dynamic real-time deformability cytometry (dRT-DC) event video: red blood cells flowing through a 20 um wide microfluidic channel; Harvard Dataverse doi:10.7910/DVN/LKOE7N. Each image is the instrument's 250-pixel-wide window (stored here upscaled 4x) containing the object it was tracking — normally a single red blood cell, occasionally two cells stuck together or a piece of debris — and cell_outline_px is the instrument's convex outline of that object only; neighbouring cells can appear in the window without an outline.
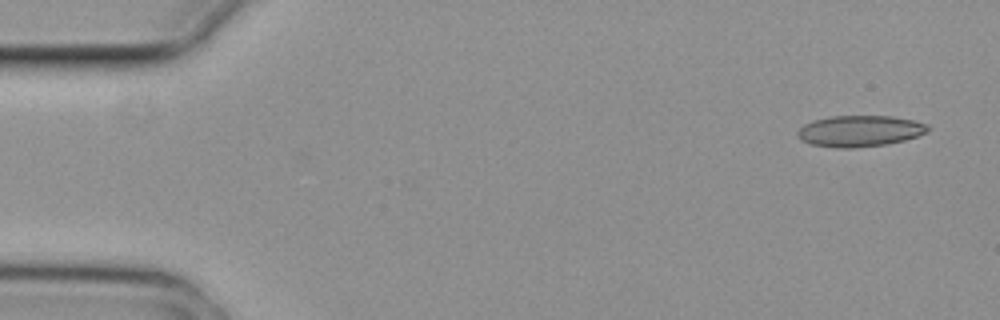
{"species": "common noctule bat (a hibernating species)", "species_latin": "Nyctalus noctula", "temperature_condition": "cold", "stored_images_in_passage": 5, "camera_frame_rate_fps": 3000, "um_per_image_px": 0.085, "animal": {"sex": "female", "body_mass_g": 29.2, "forearm_length_mm": 56.3}, "frame": {"image": 1, "passage_image": 1, "time_ms": 0.0, "image_size_px": [1000, 320], "cell_outline_px": [[928, 132], [904, 140], [884, 144], [852, 148], [840, 148], [812, 144], [800, 140], [796, 136], [796, 132], [804, 124], [812, 120], [832, 116], [892, 116], [912, 120], [928, 124]], "centroid_in_image_um": [73.04, 11.13], "position_along_channel_um": 12.0, "area_um2": 23.58}}
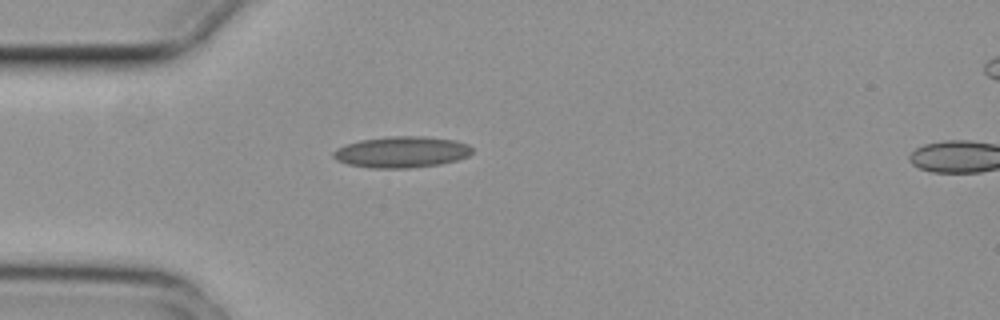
{"frame": {"image": 2, "passage_image": 4, "time_ms": 1.0, "image_size_px": [1000, 320], "cell_outline_px": [[472, 152], [468, 156], [456, 160], [440, 164], [408, 168], [372, 168], [348, 164], [336, 160], [332, 156], [332, 152], [336, 148], [360, 140], [388, 136], [424, 136], [452, 140], [468, 144], [472, 148]], "centroid_in_image_um": [34.11, 12.92], "position_along_channel_um": 50.9, "area_um2": 25.2}}